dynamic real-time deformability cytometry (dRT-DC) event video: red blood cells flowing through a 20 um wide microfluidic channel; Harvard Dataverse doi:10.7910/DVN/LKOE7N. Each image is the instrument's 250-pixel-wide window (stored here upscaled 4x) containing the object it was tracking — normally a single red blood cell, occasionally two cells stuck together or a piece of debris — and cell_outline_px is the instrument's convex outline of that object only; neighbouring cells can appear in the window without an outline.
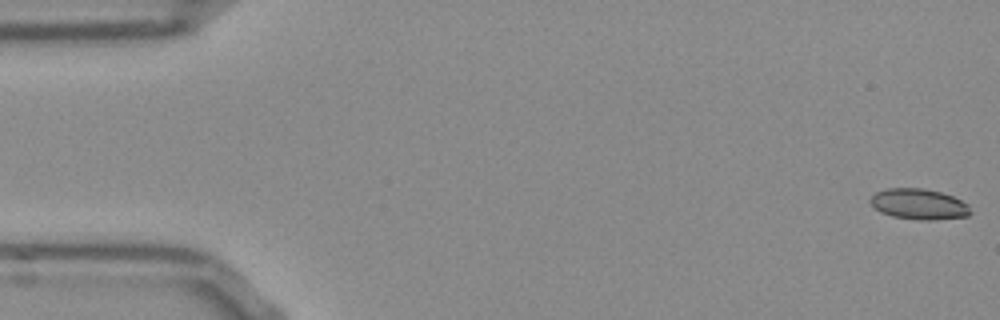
{"species": "Egyptian fruit bat (a non-hibernating species)", "species_latin": "Rousettus aegyptiacus", "temperature_condition": "room temperature", "stored_images_in_passage": 53, "camera_frame_rate_fps": 3000, "um_per_image_px": 0.085, "frame": {"image": 1, "passage_image": 1, "time_ms": 0.0, "image_size_px": [1000, 320], "cell_outline_px": [[972, 212], [968, 216], [932, 220], [920, 220], [892, 216], [880, 212], [868, 200], [876, 192], [888, 188], [924, 188], [940, 192], [952, 196], [968, 204]], "centroid_in_image_um": [78.11, 17.35], "position_along_channel_um": 6.9, "area_um2": 17.86}}
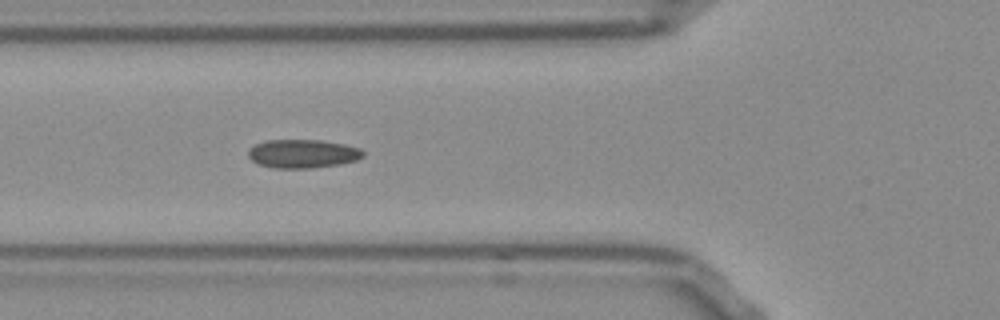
{"frame": {"image": 2, "passage_image": 19, "time_ms": 6.0, "image_size_px": [1000, 320], "cell_outline_px": [[364, 156], [356, 160], [340, 164], [308, 168], [272, 168], [256, 164], [248, 156], [248, 148], [264, 140], [324, 140], [344, 144], [360, 148], [364, 152]], "centroid_in_image_um": [25.7, 13.06], "position_along_channel_um": 100.1, "area_um2": 19.31}}
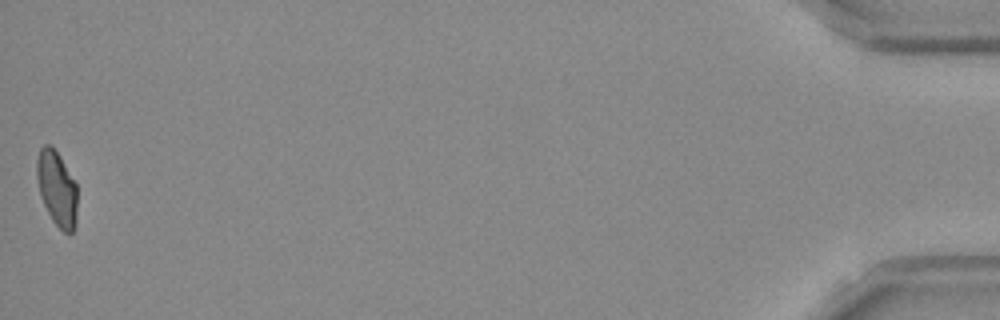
{"frame": {"image": 3, "passage_image": 53, "time_ms": 17.333, "image_size_px": [1000, 320], "cell_outline_px": [[76, 224], [72, 232], [64, 232], [52, 220], [40, 196], [36, 176], [36, 160], [40, 148], [44, 144], [52, 144], [60, 156], [76, 184]], "centroid_in_image_um": [4.81, 15.98], "position_along_channel_um": 430.4, "area_um2": 17.69}, "authors_computed_cell_mechanics": {"area_um2": 18.207, "velocity_mm_per_s": 3.811, "shape_relaxation_time_tau1_ms": null, "shape_relaxation_time_tau2_ms": 1.6561, "deformation_change_tau1": null, "deformation_change_tau2": 0.0668}}